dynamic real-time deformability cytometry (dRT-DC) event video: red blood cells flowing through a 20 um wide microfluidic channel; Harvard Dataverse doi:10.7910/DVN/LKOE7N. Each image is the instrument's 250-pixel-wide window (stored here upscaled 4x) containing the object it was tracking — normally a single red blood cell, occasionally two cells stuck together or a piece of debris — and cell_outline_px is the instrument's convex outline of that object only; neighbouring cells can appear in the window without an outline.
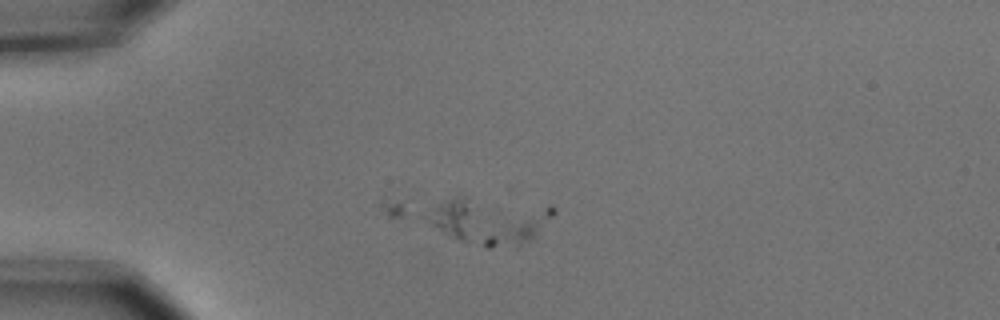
{"species": "common noctule bat (a hibernating species)", "species_latin": "Nyctalus noctula", "temperature_condition": "cold", "stored_images_in_passage": 8, "segment_of_instrument_passage": [1, 2], "camera_frame_rate_fps": 3000, "um_per_image_px": 0.085, "animal": {"sex": "male", "body_mass_g": 15.6}, "frame": {"image": 1, "passage_image": 4, "time_ms": 1.0, "image_size_px": [1000, 320], "cell_outline_px": [[556, 212], [536, 236], [520, 244], [488, 248], [480, 240], [548, 204], [556, 208]], "centroid_in_image_um": [44.28, 19.46], "position_along_channel_um": 40.7, "area_um2": 10.12}}